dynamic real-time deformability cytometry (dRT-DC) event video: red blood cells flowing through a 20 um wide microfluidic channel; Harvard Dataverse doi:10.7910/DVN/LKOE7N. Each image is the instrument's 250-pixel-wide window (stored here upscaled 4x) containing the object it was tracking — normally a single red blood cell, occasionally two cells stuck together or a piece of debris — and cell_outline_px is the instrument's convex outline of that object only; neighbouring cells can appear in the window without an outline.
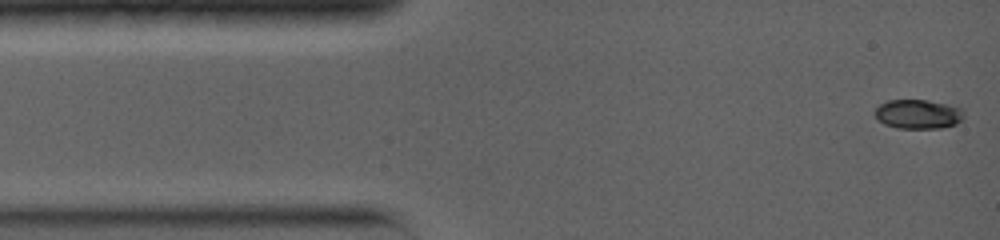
{"species": "common noctule bat (a hibernating species)", "species_latin": "Nyctalus noctula", "temperature_condition": "warm", "stored_images_in_passage": 39, "camera_frame_rate_fps": 5000, "um_per_image_px": 0.085, "animal": {"sex": "female", "body_mass_g": 19.0, "forearm_length_mm": 56.7}, "frame": {"image": 1, "passage_image": 1, "time_ms": 0.0, "image_size_px": [1000, 240], "cell_outline_px": [[964, 116], [956, 124], [940, 128], [896, 128], [884, 124], [872, 112], [880, 104], [888, 100], [928, 100], [960, 108], [964, 112]], "centroid_in_image_um": [78.01, 9.7], "position_along_channel_um": 7.0, "area_um2": 15.09}}
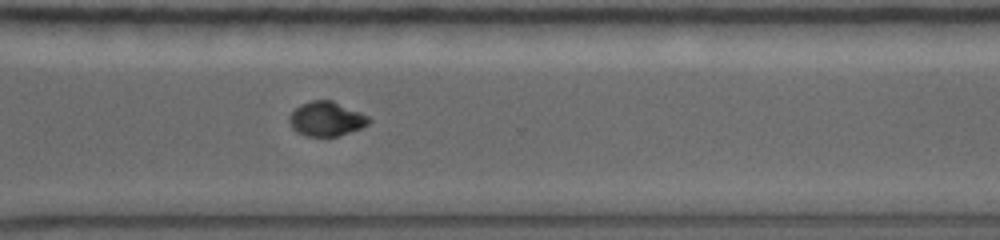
{"frame": {"image": 2, "passage_image": 22, "time_ms": 10.4, "image_size_px": [1000, 240], "cell_outline_px": [[372, 120], [368, 124], [360, 128], [336, 136], [304, 136], [296, 132], [292, 128], [288, 120], [288, 116], [300, 104], [312, 100], [332, 100], [360, 112], [368, 116]], "centroid_in_image_um": [27.71, 10.1], "position_along_channel_um": 342.9, "area_um2": 15.95}}
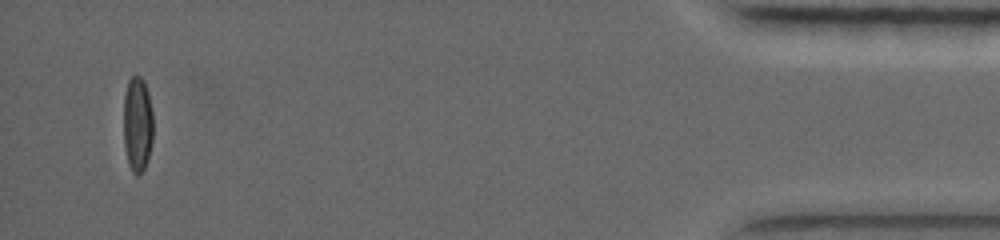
{"frame": {"image": 3, "passage_image": 35, "time_ms": 15.0, "image_size_px": [1000, 240], "cell_outline_px": [[152, 140], [148, 156], [144, 168], [136, 176], [132, 172], [128, 164], [124, 144], [124, 96], [128, 80], [132, 76], [140, 76], [144, 80], [148, 92], [152, 112]], "centroid_in_image_um": [11.67, 10.53], "position_along_channel_um": 423.5, "area_um2": 16.36}, "authors_computed_cell_mechanics": {"area_um2": 16.184, "velocity_mm_per_s": 3.953, "shape_relaxation_time_tau1_ms": 6.6727, "shape_relaxation_time_tau2_ms": 2.7481, "deformation_change_tau1": 0.2159, "deformation_change_tau2": 0.0298}}